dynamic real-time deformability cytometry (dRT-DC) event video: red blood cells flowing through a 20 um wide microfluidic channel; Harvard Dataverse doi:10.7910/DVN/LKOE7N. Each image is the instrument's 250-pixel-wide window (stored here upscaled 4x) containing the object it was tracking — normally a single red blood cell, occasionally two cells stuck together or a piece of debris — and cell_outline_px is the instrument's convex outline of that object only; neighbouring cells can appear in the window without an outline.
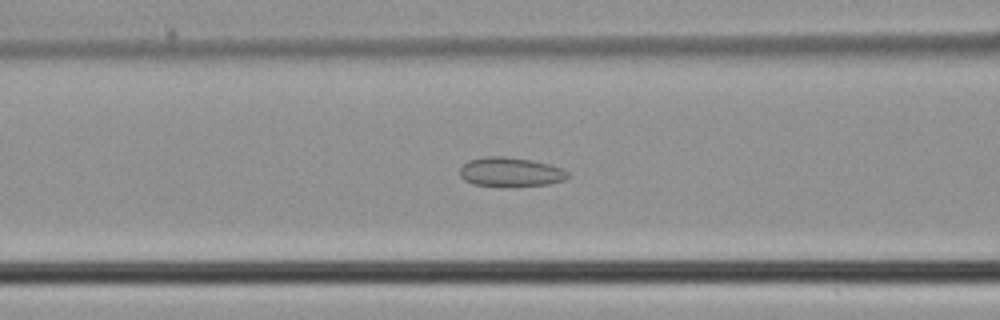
{"species": "common noctule bat (a hibernating species)", "species_latin": "Nyctalus noctula", "temperature_condition": "cold", "stored_images_in_passage": 36, "camera_frame_rate_fps": 3000, "um_per_image_px": 0.085, "animal": {"sex": "male", "body_mass_g": 21.5, "forearm_length_mm": 52.0}, "frame": {"image": 1, "passage_image": 9, "time_ms": 2.667, "image_size_px": [1000, 320], "cell_outline_px": [[572, 176], [564, 180], [548, 184], [504, 188], [472, 184], [464, 180], [460, 176], [460, 168], [468, 160], [488, 156], [504, 156], [532, 160], [548, 164], [560, 168], [568, 172]], "centroid_in_image_um": [43.38, 14.65], "position_along_channel_um": 123.2, "area_um2": 18.84}}
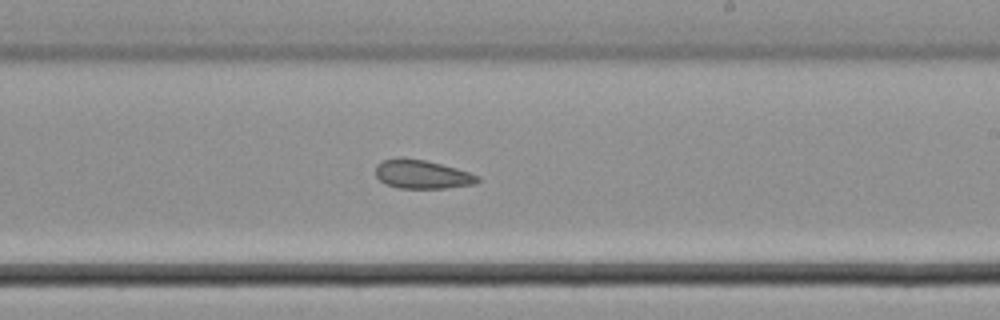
{"frame": {"image": 2, "passage_image": 18, "time_ms": 5.667, "image_size_px": [1000, 320], "cell_outline_px": [[480, 180], [476, 184], [444, 188], [400, 188], [384, 184], [376, 176], [376, 164], [384, 160], [400, 156], [424, 160], [456, 168], [480, 176]], "centroid_in_image_um": [35.86, 14.81], "position_along_channel_um": 253.1, "area_um2": 17.17}}
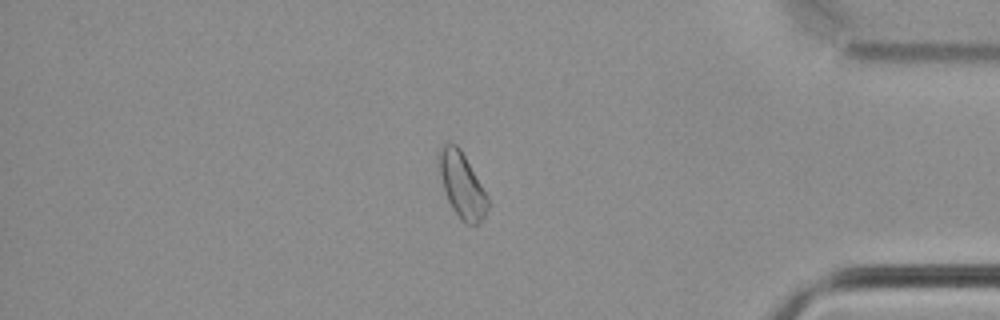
{"frame": {"image": 3, "passage_image": 30, "time_ms": 9.667, "image_size_px": [1000, 320], "cell_outline_px": [[488, 208], [484, 216], [476, 224], [468, 224], [460, 220], [452, 208], [448, 200], [444, 188], [440, 172], [440, 152], [444, 144], [456, 144], [460, 148], [488, 196]], "centroid_in_image_um": [39.29, 15.77], "position_along_channel_um": 395.9, "area_um2": 17.92}}